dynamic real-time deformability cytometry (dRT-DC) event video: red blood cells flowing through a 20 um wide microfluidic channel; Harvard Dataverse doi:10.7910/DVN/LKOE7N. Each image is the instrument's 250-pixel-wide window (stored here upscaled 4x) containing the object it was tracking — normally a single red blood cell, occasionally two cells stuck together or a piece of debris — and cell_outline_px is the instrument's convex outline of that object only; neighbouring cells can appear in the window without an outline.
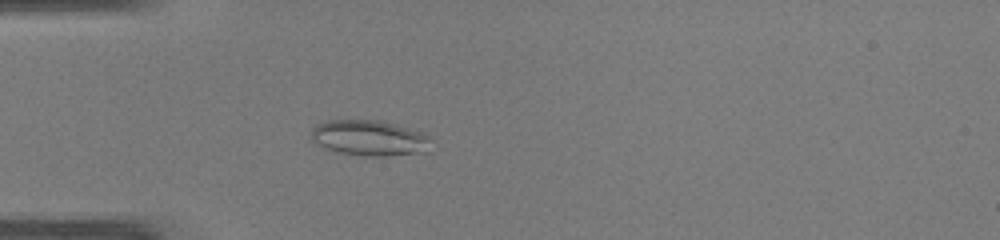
{"species": "common noctule bat (a hibernating species)", "species_latin": "Nyctalus noctula", "temperature_condition": "warm", "stored_images_in_passage": 37, "camera_frame_rate_fps": 3000, "um_per_image_px": 0.085, "animal": {"sex": "male", "body_mass_g": 19.0, "forearm_length_mm": 50.8}, "frame": {"image": 1, "passage_image": 3, "time_ms": 0.667, "image_size_px": [1000, 240], "cell_outline_px": [[428, 136], [424, 152], [384, 156], [360, 156], [340, 152], [328, 148], [312, 140], [312, 128], [316, 124], [328, 120], [380, 120], [396, 124], [420, 132]], "centroid_in_image_um": [31.34, 11.71], "position_along_channel_um": 53.7, "area_um2": 24.28}}
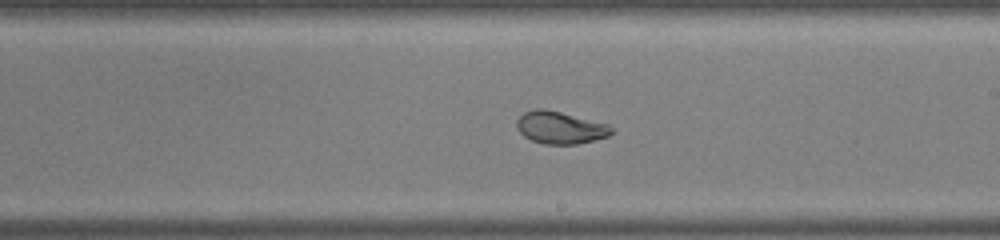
{"frame": {"image": 2, "passage_image": 17, "time_ms": 5.333, "image_size_px": [1000, 240], "cell_outline_px": [[612, 132], [608, 136], [576, 144], [544, 144], [532, 140], [524, 136], [520, 132], [516, 124], [516, 120], [524, 112], [536, 108], [544, 108], [608, 124], [612, 128]], "centroid_in_image_um": [47.58, 10.84], "position_along_channel_um": 241.4, "area_um2": 17.63}}
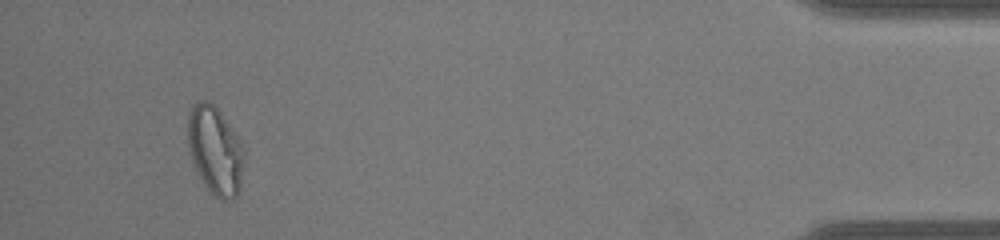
{"frame": {"image": 3, "passage_image": 34, "time_ms": 11.0, "image_size_px": [1000, 240], "cell_outline_px": [[244, 160], [240, 188], [236, 196], [232, 200], [220, 200], [204, 184], [192, 160], [188, 144], [188, 112], [192, 104], [200, 100], [208, 100], [220, 112], [236, 136], [244, 152]], "centroid_in_image_um": [18.28, 12.78], "position_along_channel_um": 416.9, "area_um2": 28.5}}